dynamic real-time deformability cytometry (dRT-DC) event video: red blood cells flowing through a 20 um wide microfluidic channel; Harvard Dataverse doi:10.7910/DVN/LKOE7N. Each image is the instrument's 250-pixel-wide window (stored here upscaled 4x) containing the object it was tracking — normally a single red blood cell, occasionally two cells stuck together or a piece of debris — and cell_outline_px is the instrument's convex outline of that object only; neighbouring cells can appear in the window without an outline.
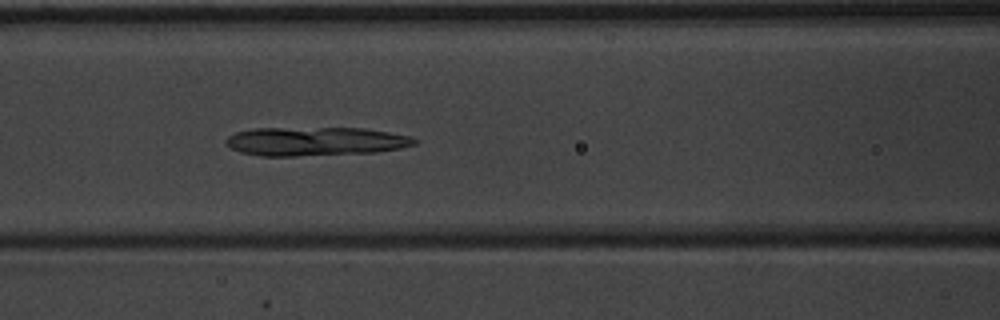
{"species": "common noctule bat (a hibernating species)", "species_latin": "Nyctalus noctula", "temperature_condition": "warm", "stored_images_in_passage": 36, "camera_frame_rate_fps": 3000, "um_per_image_px": 0.085, "animal": {"sex": "male", "body_mass_g": 20.1, "forearm_length_mm": 53.5}, "frame": {"image": 1, "passage_image": 7, "time_ms": 2.0, "image_size_px": [1000, 320], "cell_outline_px": [[420, 140], [416, 144], [400, 148], [376, 152], [296, 156], [260, 156], [240, 152], [224, 144], [224, 140], [228, 136], [236, 132], [256, 128], [364, 128], [388, 132], [408, 136]], "centroid_in_image_um": [26.78, 12.02], "position_along_channel_um": 139.8, "area_um2": 31.67}}
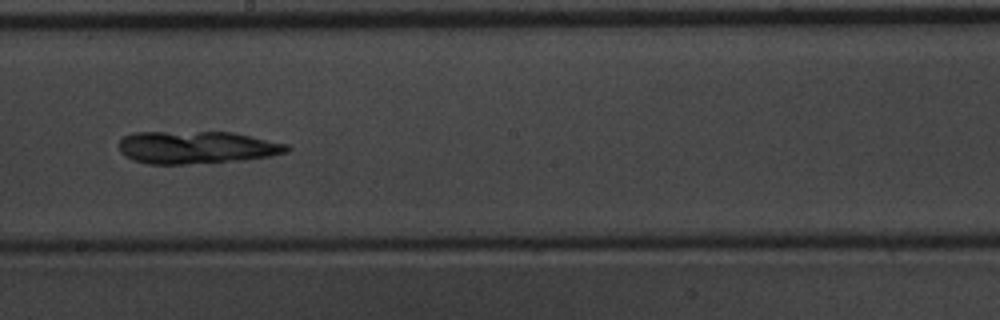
{"frame": {"image": 2, "passage_image": 14, "time_ms": 4.333, "image_size_px": [1000, 320], "cell_outline_px": [[292, 148], [288, 152], [272, 156], [244, 160], [184, 164], [148, 164], [124, 156], [120, 152], [120, 140], [124, 136], [132, 132], [232, 132], [288, 144]], "centroid_in_image_um": [16.74, 12.53], "position_along_channel_um": 231.5, "area_um2": 32.02}}
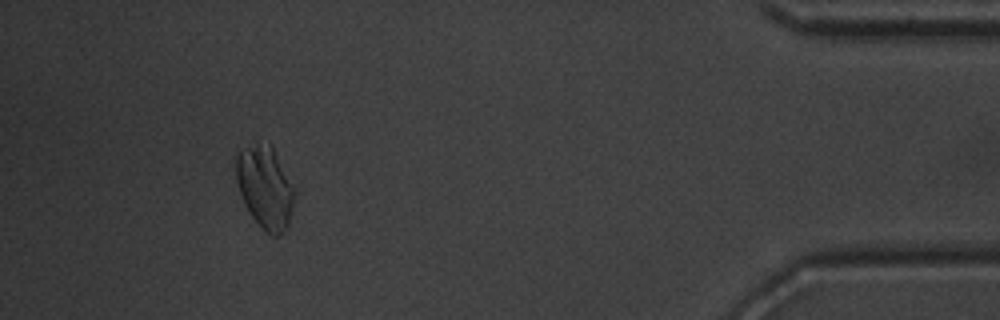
{"frame": {"image": 3, "passage_image": 32, "time_ms": 10.333, "image_size_px": [1000, 320], "cell_outline_px": [[296, 196], [288, 228], [280, 236], [272, 236], [264, 232], [252, 216], [244, 204], [236, 180], [236, 156], [244, 148], [256, 140], [272, 144], [296, 188]], "centroid_in_image_um": [22.58, 15.91], "position_along_channel_um": 412.6, "area_um2": 29.02}}